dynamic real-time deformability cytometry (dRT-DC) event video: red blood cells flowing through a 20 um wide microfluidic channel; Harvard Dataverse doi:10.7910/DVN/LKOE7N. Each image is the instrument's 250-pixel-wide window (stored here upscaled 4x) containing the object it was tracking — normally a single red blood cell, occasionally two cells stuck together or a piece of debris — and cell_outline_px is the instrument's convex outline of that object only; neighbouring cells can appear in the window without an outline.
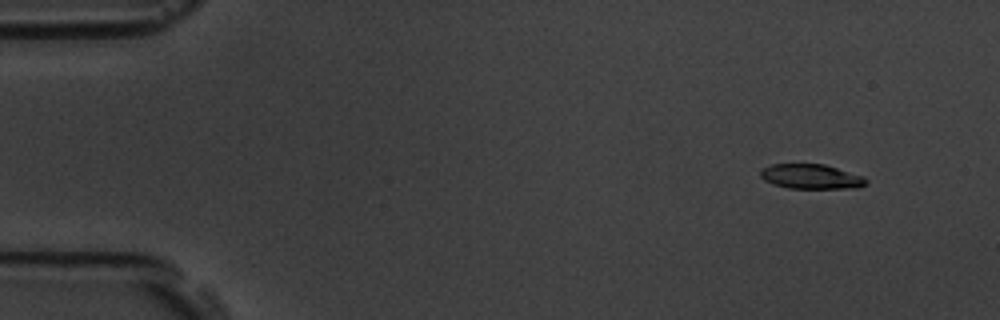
{"species": "common noctule bat (a hibernating species)", "species_latin": "Nyctalus noctula", "temperature_condition": "room temperature", "stored_images_in_passage": 50, "camera_frame_rate_fps": 3000, "um_per_image_px": 0.085, "animal": {"sex": "male", "body_mass_g": 19.5, "forearm_length_mm": 54.6}, "frame": {"image": 1, "passage_image": 1, "time_ms": 0.0, "image_size_px": [1000, 320], "cell_outline_px": [[868, 184], [856, 188], [788, 188], [772, 184], [764, 180], [760, 176], [760, 168], [772, 164], [824, 164], [864, 176], [868, 180]], "centroid_in_image_um": [68.94, 15.01], "position_along_channel_um": 16.1, "area_um2": 15.37}}
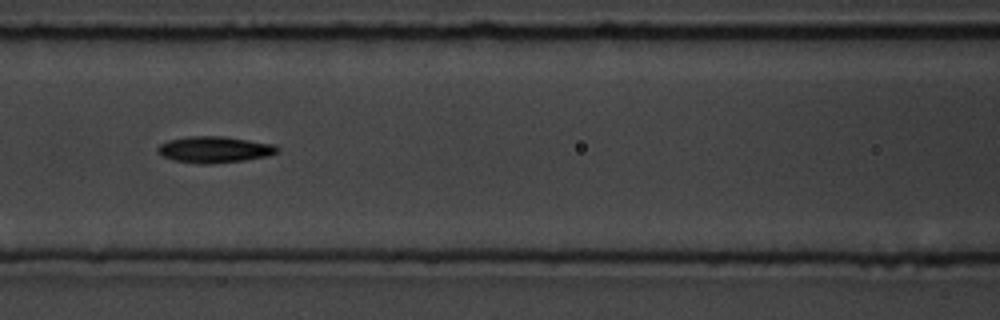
{"frame": {"image": 2, "passage_image": 20, "time_ms": 6.333, "image_size_px": [1000, 320], "cell_outline_px": [[280, 148], [276, 152], [268, 156], [244, 160], [212, 164], [200, 164], [172, 160], [156, 152], [156, 148], [160, 144], [168, 140], [188, 136], [224, 136], [272, 144]], "centroid_in_image_um": [18.18, 12.71], "position_along_channel_um": 148.4, "area_um2": 18.38}}
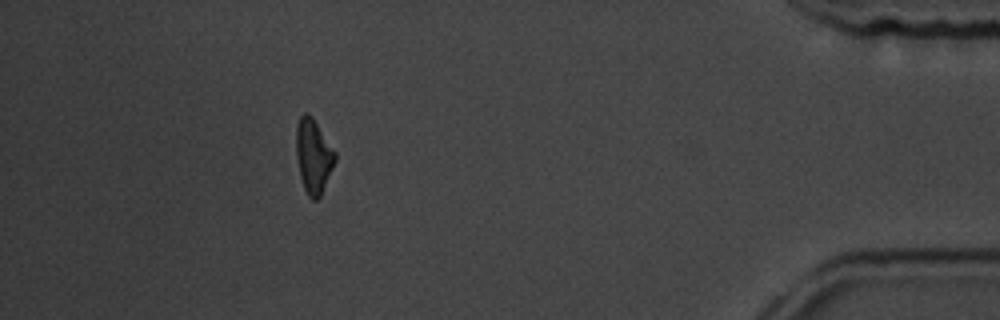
{"frame": {"image": 3, "passage_image": 45, "time_ms": 14.667, "image_size_px": [1000, 320], "cell_outline_px": [[336, 160], [320, 196], [316, 200], [312, 200], [308, 196], [304, 188], [300, 176], [296, 156], [296, 128], [300, 116], [304, 112], [308, 112], [312, 116], [336, 152]], "centroid_in_image_um": [26.63, 13.24], "position_along_channel_um": 408.6, "area_um2": 16.82}, "authors_computed_cell_mechanics": {"area_um2": 17.1666, "velocity_mm_per_s": 3.7774, "shape_relaxation_time_tau1_ms": 2.4871, "shape_relaxation_time_tau2_ms": 3.7592, "deformation_change_tau1": 0.1569, "deformation_change_tau2": 0.1127}}